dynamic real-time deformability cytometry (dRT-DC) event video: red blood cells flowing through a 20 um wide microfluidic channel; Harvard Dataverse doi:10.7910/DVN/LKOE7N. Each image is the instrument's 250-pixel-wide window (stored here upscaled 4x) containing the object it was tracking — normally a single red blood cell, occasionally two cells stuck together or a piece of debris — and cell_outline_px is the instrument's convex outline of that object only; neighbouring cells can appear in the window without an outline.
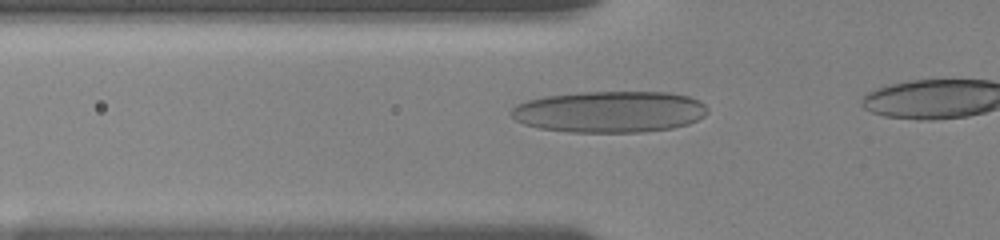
{"species": "human", "species_latin": "Homo sapiens", "temperature_condition": "room temperature", "stored_images_in_passage": 22, "camera_frame_rate_fps": 3000, "um_per_image_px": 0.085, "donor": {"sex": "female"}, "frame": {"image": 1, "passage_image": 8, "time_ms": 1.0, "image_size_px": [1000, 240], "cell_outline_px": [[708, 112], [704, 116], [688, 124], [672, 128], [640, 132], [568, 132], [540, 128], [524, 124], [516, 120], [508, 112], [516, 104], [528, 100], [544, 96], [580, 92], [668, 92], [688, 96], [700, 100], [708, 108]], "centroid_in_image_um": [51.82, 9.49], "position_along_channel_um": 74.0, "area_um2": 47.63}}
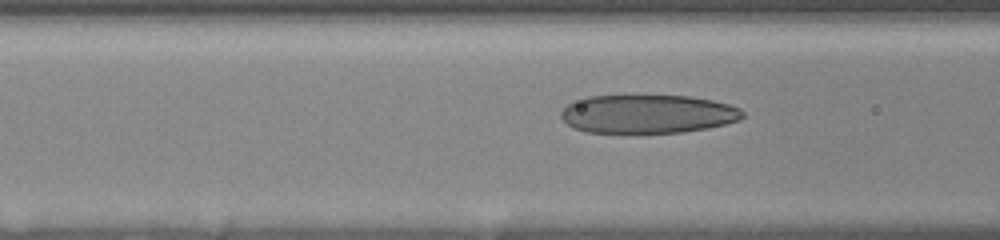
{"frame": {"image": 2, "passage_image": 15, "time_ms": 2.0, "image_size_px": [1000, 240], "cell_outline_px": [[744, 116], [740, 120], [708, 128], [680, 132], [584, 132], [572, 128], [560, 116], [560, 112], [572, 100], [588, 96], [688, 96], [712, 100], [728, 104], [740, 108], [744, 112]], "centroid_in_image_um": [55.03, 9.68], "position_along_channel_um": 111.6, "area_um2": 40.75}}